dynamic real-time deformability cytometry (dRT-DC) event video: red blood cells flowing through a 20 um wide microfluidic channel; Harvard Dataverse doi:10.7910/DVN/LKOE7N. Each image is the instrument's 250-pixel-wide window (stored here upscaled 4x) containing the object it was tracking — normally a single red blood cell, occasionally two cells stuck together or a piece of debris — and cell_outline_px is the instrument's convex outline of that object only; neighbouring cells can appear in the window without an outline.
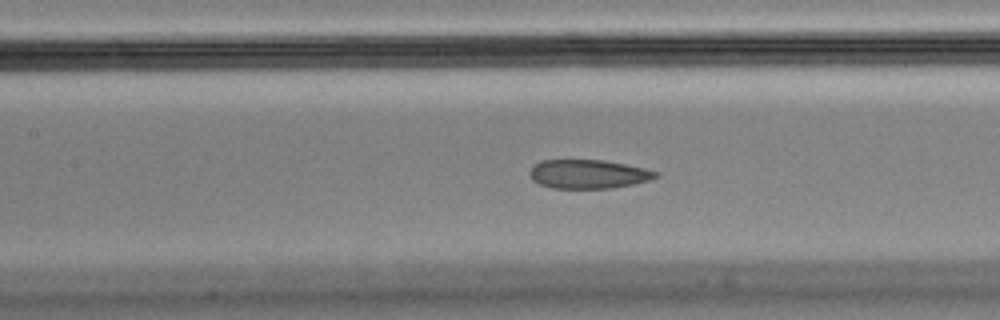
{"species": "Egyptian fruit bat (a non-hibernating species)", "species_latin": "Rousettus aegyptiacus", "temperature_condition": "cold", "stored_images_in_passage": 46, "camera_frame_rate_fps": 3000, "um_per_image_px": 0.085, "animal": {"sex": "male"}, "frame": {"image": 1, "passage_image": 14, "time_ms": 4.333, "image_size_px": [1000, 320], "cell_outline_px": [[660, 176], [648, 180], [632, 184], [608, 188], [552, 188], [540, 184], [532, 180], [528, 172], [532, 164], [540, 160], [604, 160], [644, 168], [660, 172]], "centroid_in_image_um": [49.96, 14.79], "position_along_channel_um": 157.4, "area_um2": 21.27}, "authors_computed_cell_mechanics": {"area_um2": 24.0448, "velocity_mm_per_s": 3.5681, "shape_relaxation_time_tau1_ms": null, "shape_relaxation_time_tau2_ms": 1.4731, "deformation_change_tau1": null, "deformation_change_tau2": 0.0783}}